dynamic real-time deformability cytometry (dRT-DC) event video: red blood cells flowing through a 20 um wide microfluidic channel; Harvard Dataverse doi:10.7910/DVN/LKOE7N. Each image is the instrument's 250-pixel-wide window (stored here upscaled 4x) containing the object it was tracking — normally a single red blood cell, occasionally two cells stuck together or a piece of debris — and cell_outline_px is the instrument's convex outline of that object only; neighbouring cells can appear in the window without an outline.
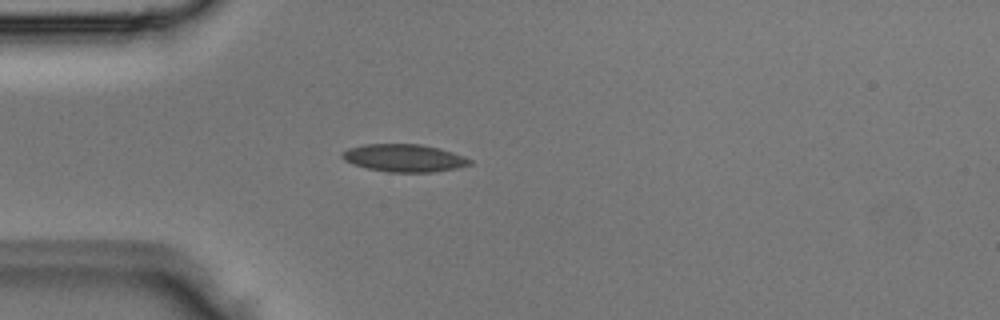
{"species": "Egyptian fruit bat (a non-hibernating species)", "species_latin": "Rousettus aegyptiacus", "temperature_condition": "room temperature", "stored_images_in_passage": 2, "camera_frame_rate_fps": 3000, "um_per_image_px": 0.085, "animal": {"sex": "male"}, "frame": {"image": 1, "passage_image": 2, "time_ms": 0.333, "image_size_px": [1000, 320], "cell_outline_px": [[472, 164], [456, 168], [432, 172], [388, 172], [368, 168], [352, 164], [344, 160], [340, 156], [340, 152], [348, 148], [364, 144], [420, 144], [440, 148], [464, 156], [472, 160]], "centroid_in_image_um": [34.32, 13.42], "position_along_channel_um": 50.7, "area_um2": 20.63}}